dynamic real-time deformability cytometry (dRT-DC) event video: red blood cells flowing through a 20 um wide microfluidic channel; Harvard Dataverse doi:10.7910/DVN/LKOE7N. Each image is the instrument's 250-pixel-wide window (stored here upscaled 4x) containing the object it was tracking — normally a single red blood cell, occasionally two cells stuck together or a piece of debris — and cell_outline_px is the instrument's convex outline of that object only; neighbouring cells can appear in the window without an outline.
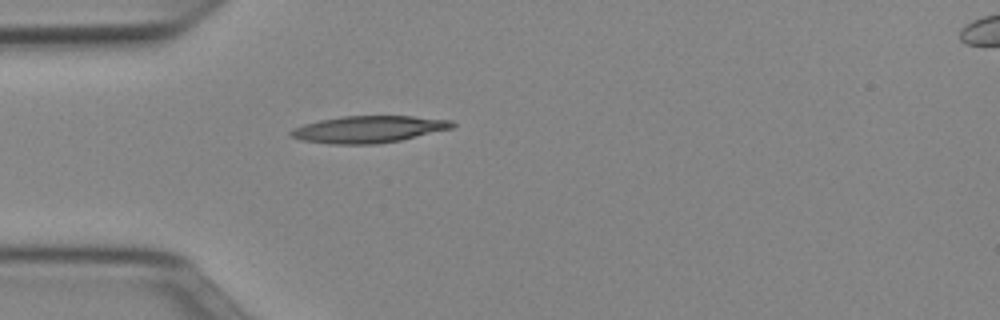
{"species": "Egyptian fruit bat (a non-hibernating species)", "species_latin": "Rousettus aegyptiacus", "temperature_condition": "cold", "stored_images_in_passage": 37, "camera_frame_rate_fps": 3000, "um_per_image_px": 0.085, "animal": {"sex": "female"}, "frame": {"image": 1, "passage_image": 1, "time_ms": 0.0, "image_size_px": [1000, 320], "cell_outline_px": [[456, 124], [452, 128], [400, 140], [376, 144], [328, 144], [300, 140], [288, 136], [288, 132], [304, 124], [320, 120], [344, 116], [412, 116], [452, 120]], "centroid_in_image_um": [31.3, 10.99], "position_along_channel_um": 53.7, "area_um2": 25.26}}
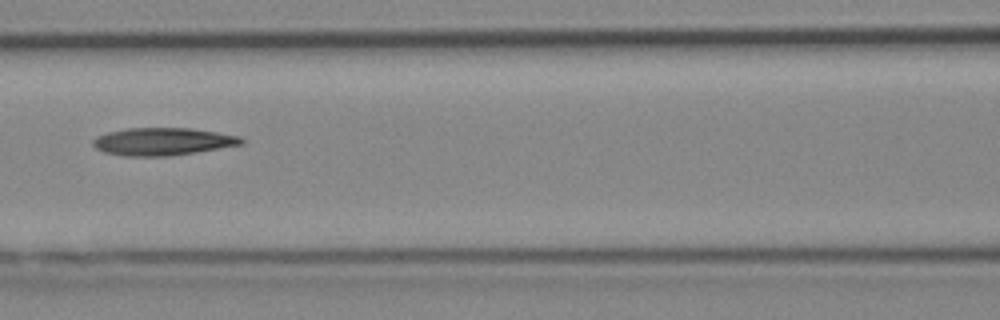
{"frame": {"image": 2, "passage_image": 9, "time_ms": 2.667, "image_size_px": [1000, 320], "cell_outline_px": [[244, 144], [196, 152], [168, 156], [124, 156], [104, 152], [96, 148], [92, 144], [92, 140], [96, 136], [108, 132], [128, 128], [192, 128], [240, 136], [244, 140]], "centroid_in_image_um": [13.82, 12.03], "position_along_channel_um": 152.8, "area_um2": 23.87}}
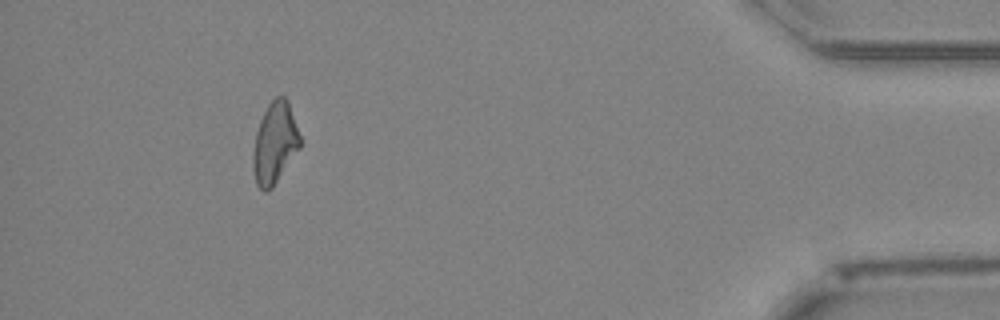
{"frame": {"image": 3, "passage_image": 33, "time_ms": 10.667, "image_size_px": [1000, 320], "cell_outline_px": [[300, 148], [272, 188], [268, 192], [264, 192], [256, 184], [252, 168], [252, 156], [256, 132], [260, 120], [268, 104], [276, 96], [284, 96], [288, 100], [300, 136]], "centroid_in_image_um": [23.34, 12.18], "position_along_channel_um": 411.9, "area_um2": 22.31}, "authors_computed_cell_mechanics": {"area_um2": 23.12, "velocity_mm_per_s": 3.9752, "shape_relaxation_time_tau1_ms": 10.9128, "shape_relaxation_time_tau2_ms": null, "deformation_change_tau1": 0.2592, "deformation_change_tau2": null}}